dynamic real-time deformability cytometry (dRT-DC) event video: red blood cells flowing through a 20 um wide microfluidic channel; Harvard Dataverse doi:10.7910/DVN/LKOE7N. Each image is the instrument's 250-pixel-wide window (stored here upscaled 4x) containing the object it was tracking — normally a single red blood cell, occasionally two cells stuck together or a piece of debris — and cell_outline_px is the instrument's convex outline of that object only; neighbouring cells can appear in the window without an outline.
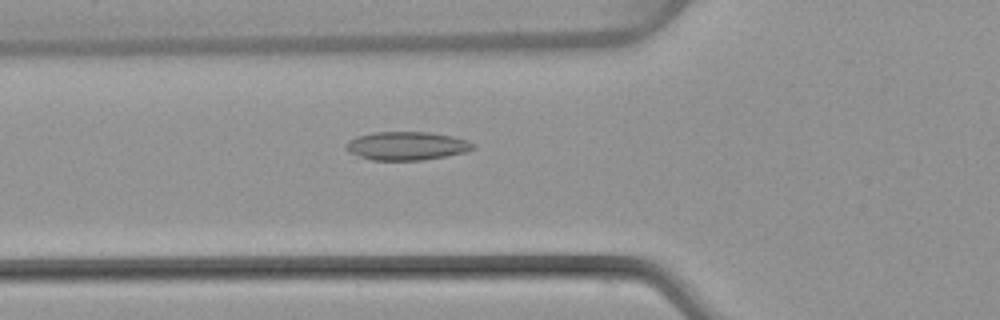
{"species": "common noctule bat (a hibernating species)", "species_latin": "Nyctalus noctula", "temperature_condition": "warm", "stored_images_in_passage": 50, "camera_frame_rate_fps": 3000, "um_per_image_px": 0.085, "animal": {"sex": "female", "body_mass_g": 22.7, "forearm_length_mm": 54.2}, "frame": {"image": 1, "passage_image": 18, "time_ms": 5.667, "image_size_px": [1000, 320], "cell_outline_px": [[476, 148], [464, 152], [444, 156], [420, 160], [372, 160], [348, 152], [344, 148], [348, 140], [356, 136], [372, 132], [428, 132], [452, 136], [468, 140], [476, 144]], "centroid_in_image_um": [34.55, 12.39], "position_along_channel_um": 91.2, "area_um2": 21.1}}
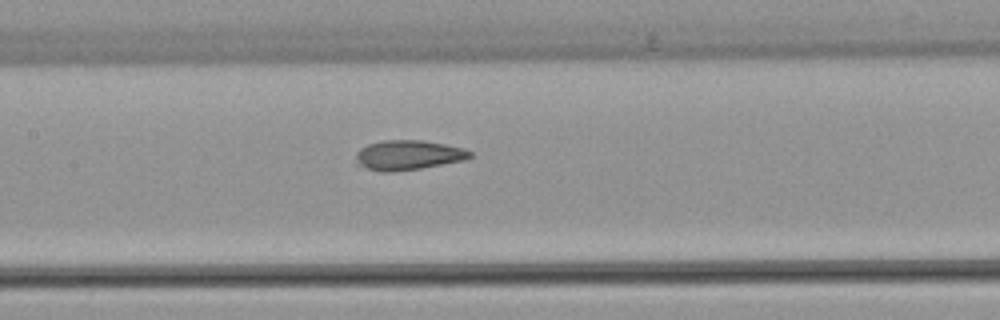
{"frame": {"image": 2, "passage_image": 24, "time_ms": 7.667, "image_size_px": [1000, 320], "cell_outline_px": [[472, 156], [464, 160], [420, 168], [392, 172], [380, 172], [356, 168], [356, 152], [360, 148], [368, 144], [384, 140], [420, 140], [444, 144], [464, 148], [472, 152]], "centroid_in_image_um": [34.61, 13.2], "position_along_channel_um": 172.8, "area_um2": 20.06}}
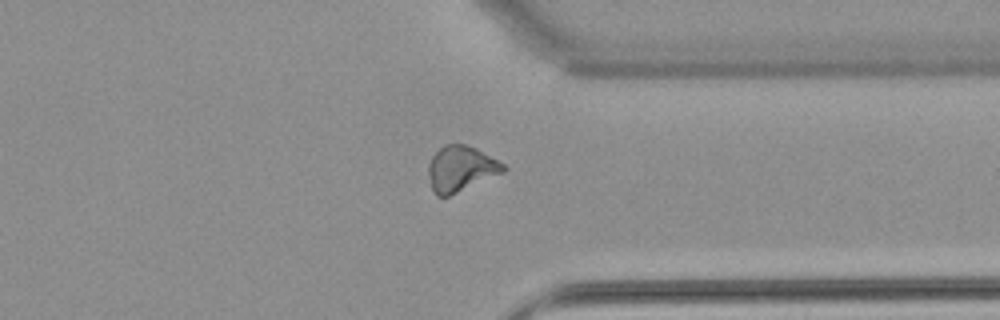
{"frame": {"image": 3, "passage_image": 39, "time_ms": 12.667, "image_size_px": [1000, 320], "cell_outline_px": [[508, 168], [504, 172], [448, 196], [436, 196], [432, 192], [428, 172], [428, 164], [432, 156], [444, 144], [464, 144], [476, 148], [504, 164]], "centroid_in_image_um": [39.15, 14.34], "position_along_channel_um": 372.3, "area_um2": 19.77}, "authors_computed_cell_mechanics": {"area_um2": 20.0277, "velocity_mm_per_s": 4.0537, "shape_relaxation_time_tau1_ms": null, "shape_relaxation_time_tau2_ms": 1.7178, "deformation_change_tau1": null, "deformation_change_tau2": 0.0841}}